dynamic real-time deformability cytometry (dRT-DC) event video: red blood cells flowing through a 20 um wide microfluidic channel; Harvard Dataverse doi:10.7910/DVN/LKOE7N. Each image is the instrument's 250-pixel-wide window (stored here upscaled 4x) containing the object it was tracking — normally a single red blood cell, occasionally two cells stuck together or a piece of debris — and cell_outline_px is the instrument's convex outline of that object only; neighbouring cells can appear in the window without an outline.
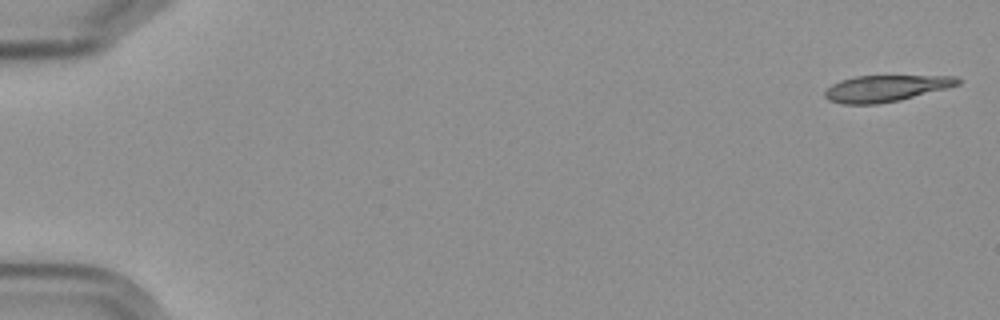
{"species": "Egyptian fruit bat (a non-hibernating species)", "species_latin": "Rousettus aegyptiacus", "temperature_condition": "cold", "stored_images_in_passage": 6, "segment_of_instrument_passage": [1, 2], "camera_frame_rate_fps": 3000, "um_per_image_px": 0.085, "frame": {"image": 1, "passage_image": 1, "time_ms": 0.0, "image_size_px": [1000, 320], "cell_outline_px": [[960, 84], [900, 100], [876, 104], [840, 104], [828, 100], [824, 96], [824, 92], [832, 84], [840, 80], [856, 76], [956, 76], [960, 80]], "centroid_in_image_um": [75.24, 7.51], "position_along_channel_um": 9.8, "area_um2": 20.29}}